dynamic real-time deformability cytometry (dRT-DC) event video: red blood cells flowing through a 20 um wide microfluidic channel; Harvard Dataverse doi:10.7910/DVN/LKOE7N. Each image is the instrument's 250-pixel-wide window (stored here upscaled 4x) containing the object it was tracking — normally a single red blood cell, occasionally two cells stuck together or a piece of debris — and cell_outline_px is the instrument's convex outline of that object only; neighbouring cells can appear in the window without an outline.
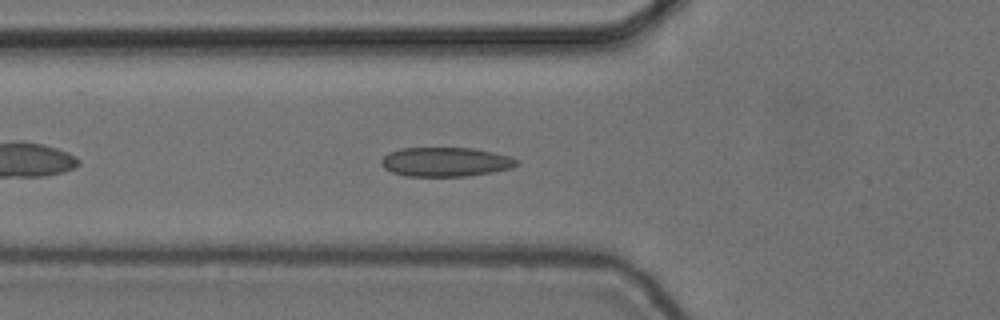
{"species": "common noctule bat (a hibernating species)", "species_latin": "Nyctalus noctula", "temperature_condition": "cold", "stored_images_in_passage": 35, "camera_frame_rate_fps": 3000, "um_per_image_px": 0.085, "animal": {"sex": "female", "body_mass_g": 24.6, "forearm_length_mm": 56.2}, "frame": {"image": 1, "passage_image": 6, "time_ms": 1.667, "image_size_px": [1000, 320], "cell_outline_px": [[520, 164], [512, 168], [492, 172], [464, 176], [404, 176], [392, 172], [384, 168], [380, 164], [380, 160], [388, 152], [400, 148], [472, 148], [492, 152], [508, 156], [520, 160]], "centroid_in_image_um": [37.86, 13.76], "position_along_channel_um": 87.9, "area_um2": 23.18}}
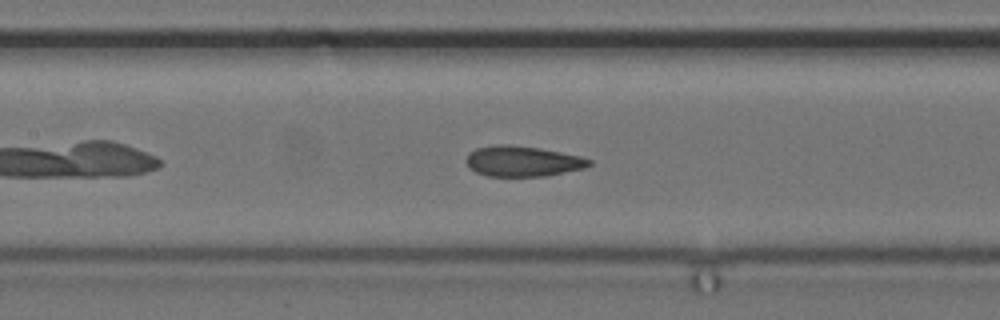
{"frame": {"image": 2, "passage_image": 12, "time_ms": 3.667, "image_size_px": [1000, 320], "cell_outline_px": [[592, 164], [584, 168], [544, 176], [488, 176], [476, 172], [468, 168], [468, 152], [476, 148], [496, 144], [508, 144], [540, 148], [580, 156], [592, 160]], "centroid_in_image_um": [44.41, 13.7], "position_along_channel_um": 163.0, "area_um2": 21.79}}
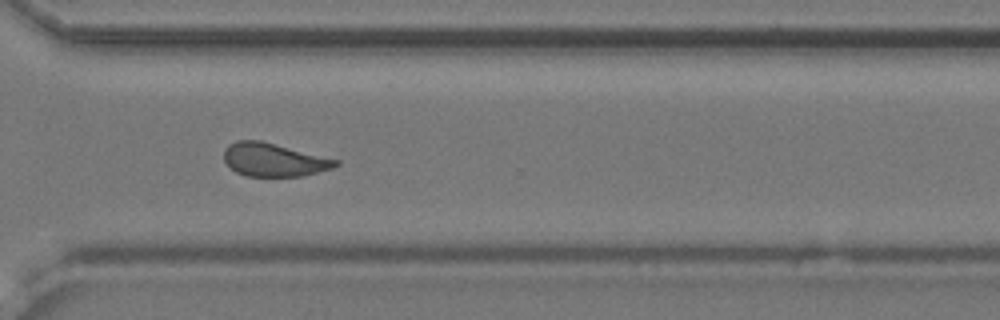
{"frame": {"image": 3, "passage_image": 27, "time_ms": 8.667, "image_size_px": [1000, 320], "cell_outline_px": [[340, 164], [332, 168], [304, 176], [244, 176], [236, 172], [224, 160], [224, 152], [228, 144], [236, 140], [260, 140], [340, 160]], "centroid_in_image_um": [23.28, 13.58], "position_along_channel_um": 347.3, "area_um2": 21.68}, "authors_computed_cell_mechanics": {"area_um2": 21.7906, "velocity_mm_per_s": 3.7074, "shape_relaxation_time_tau1_ms": 5.6338, "shape_relaxation_time_tau2_ms": 1.7032, "deformation_change_tau1": 0.1293, "deformation_change_tau2": 0.0715}}